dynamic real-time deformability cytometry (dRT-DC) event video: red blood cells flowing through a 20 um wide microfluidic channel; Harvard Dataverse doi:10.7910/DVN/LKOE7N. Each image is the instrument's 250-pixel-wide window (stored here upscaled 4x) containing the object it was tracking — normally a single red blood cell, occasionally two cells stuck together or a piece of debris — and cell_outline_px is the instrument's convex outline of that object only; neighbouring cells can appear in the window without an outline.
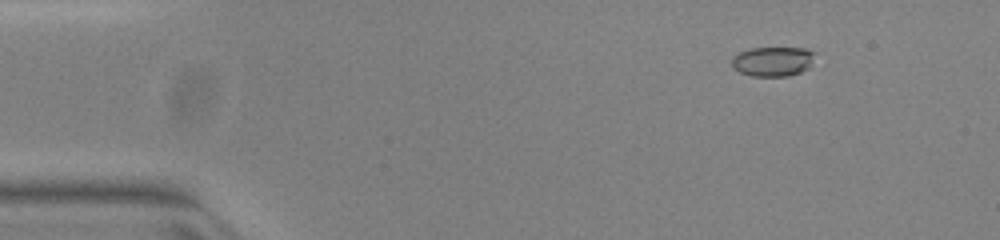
{"species": "common noctule bat (a hibernating species)", "species_latin": "Nyctalus noctula", "temperature_condition": "warm", "stored_images_in_passage": 52, "camera_frame_rate_fps": 3000, "um_per_image_px": 0.085, "animal": {"sex": "female", "body_mass_g": 23.0, "forearm_length_mm": 53.4}, "frame": {"image": 1, "passage_image": 7, "time_ms": 2.0, "image_size_px": [1000, 240], "cell_outline_px": [[812, 52], [808, 68], [800, 72], [788, 76], [752, 76], [740, 72], [732, 68], [732, 56], [740, 52], [752, 48], [804, 48]], "centroid_in_image_um": [65.61, 5.23], "position_along_channel_um": 19.4, "area_um2": 14.05}}
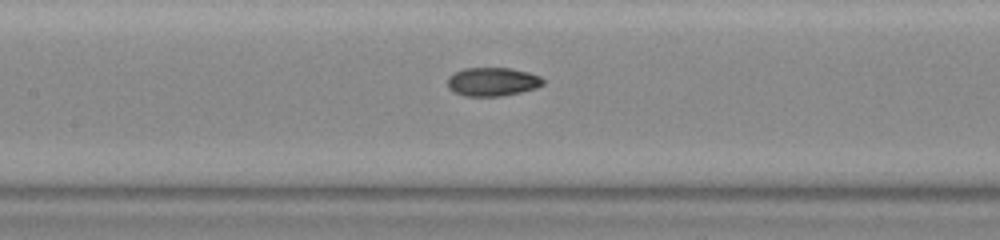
{"frame": {"image": 2, "passage_image": 25, "time_ms": 8.0, "image_size_px": [1000, 240], "cell_outline_px": [[544, 84], [536, 88], [520, 92], [496, 96], [464, 96], [452, 92], [448, 88], [448, 76], [464, 68], [512, 68], [528, 72], [540, 76], [544, 80]], "centroid_in_image_um": [41.85, 6.94], "position_along_channel_um": 165.6, "area_um2": 15.95}}
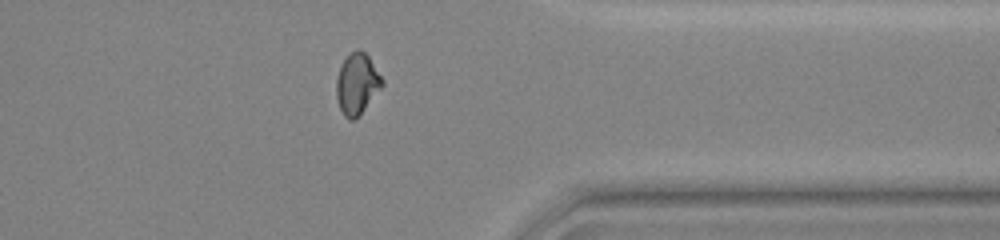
{"frame": {"image": 3, "passage_image": 42, "time_ms": 13.667, "image_size_px": [1000, 240], "cell_outline_px": [[384, 84], [360, 116], [356, 120], [348, 120], [344, 116], [340, 108], [336, 96], [336, 80], [340, 68], [344, 60], [356, 48], [360, 48], [368, 56], [384, 80]], "centroid_in_image_um": [30.36, 7.16], "position_along_channel_um": 381.0, "area_um2": 16.36}, "authors_computed_cell_mechanics": {"area_um2": 15.8372, "velocity_mm_per_s": 3.9822, "shape_relaxation_time_tau1_ms": 7.999, "shape_relaxation_time_tau2_ms": 1.8607, "deformation_change_tau1": 0.2243, "deformation_change_tau2": 0.0573}}